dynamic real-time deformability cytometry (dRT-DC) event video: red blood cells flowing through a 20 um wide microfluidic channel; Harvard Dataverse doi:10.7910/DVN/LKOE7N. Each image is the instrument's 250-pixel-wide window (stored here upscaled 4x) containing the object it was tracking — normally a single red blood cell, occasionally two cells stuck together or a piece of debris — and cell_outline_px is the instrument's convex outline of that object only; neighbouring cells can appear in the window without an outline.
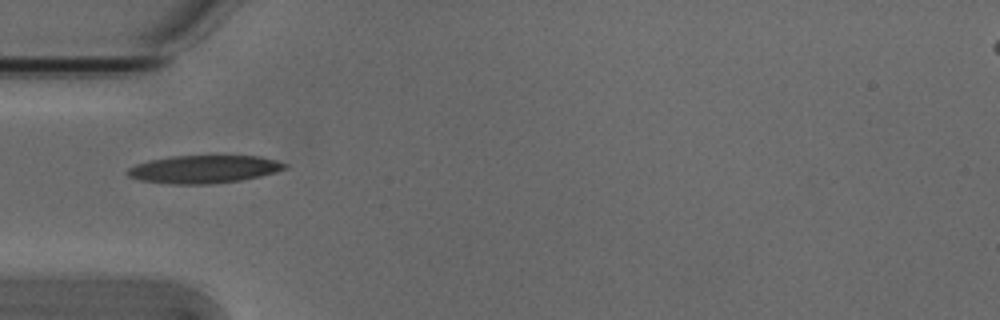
{"species": "Egyptian fruit bat (a non-hibernating species)", "species_latin": "Rousettus aegyptiacus", "temperature_condition": "cold", "stored_images_in_passage": 37, "camera_frame_rate_fps": 3000, "um_per_image_px": 0.085, "animal": {"sex": "male"}, "frame": {"image": 1, "passage_image": 1, "time_ms": 0.0, "image_size_px": [1000, 320], "cell_outline_px": [[288, 168], [276, 172], [260, 176], [240, 180], [208, 184], [168, 184], [140, 180], [128, 176], [124, 172], [128, 168], [136, 164], [148, 160], [172, 156], [260, 156], [276, 160], [288, 164]], "centroid_in_image_um": [17.31, 14.38], "position_along_channel_um": 67.7, "area_um2": 25.66}}
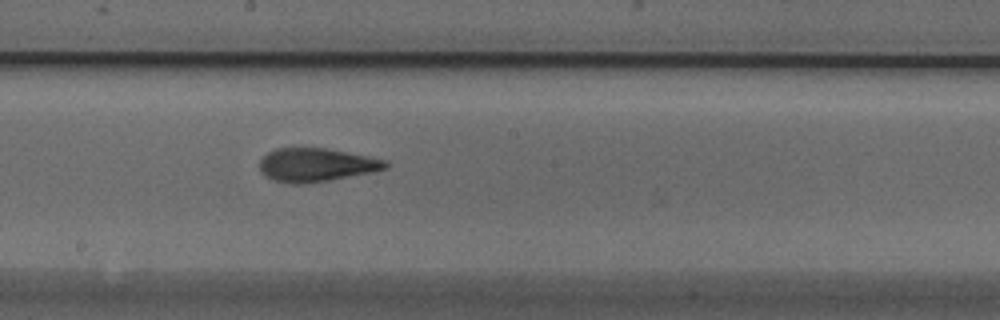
{"frame": {"image": 2, "passage_image": 13, "time_ms": 4.0, "image_size_px": [1000, 320], "cell_outline_px": [[388, 168], [372, 172], [328, 180], [300, 184], [292, 184], [272, 180], [264, 176], [260, 172], [260, 160], [268, 152], [276, 148], [324, 148], [388, 160]], "centroid_in_image_um": [26.85, 14.02], "position_along_channel_um": 221.3, "area_um2": 24.45}}
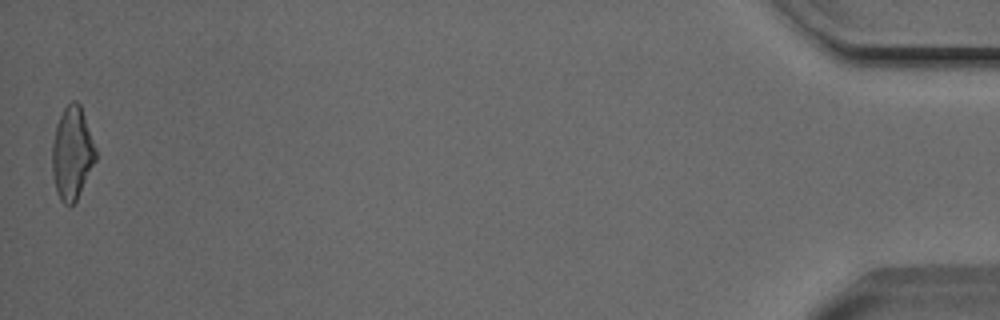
{"frame": {"image": 3, "passage_image": 37, "time_ms": 12.0, "image_size_px": [1000, 320], "cell_outline_px": [[96, 160], [76, 200], [68, 208], [60, 200], [56, 192], [52, 172], [52, 144], [56, 124], [64, 108], [72, 100], [76, 100], [80, 104], [96, 148]], "centroid_in_image_um": [6.11, 13.03], "position_along_channel_um": 429.1, "area_um2": 23.52}, "authors_computed_cell_mechanics": {"area_um2": 23.698, "velocity_mm_per_s": 3.84, "shape_relaxation_time_tau1_ms": 3.0154, "shape_relaxation_time_tau2_ms": 2.3011, "deformation_change_tau1": 0.1566, "deformation_change_tau2": 0.111}}